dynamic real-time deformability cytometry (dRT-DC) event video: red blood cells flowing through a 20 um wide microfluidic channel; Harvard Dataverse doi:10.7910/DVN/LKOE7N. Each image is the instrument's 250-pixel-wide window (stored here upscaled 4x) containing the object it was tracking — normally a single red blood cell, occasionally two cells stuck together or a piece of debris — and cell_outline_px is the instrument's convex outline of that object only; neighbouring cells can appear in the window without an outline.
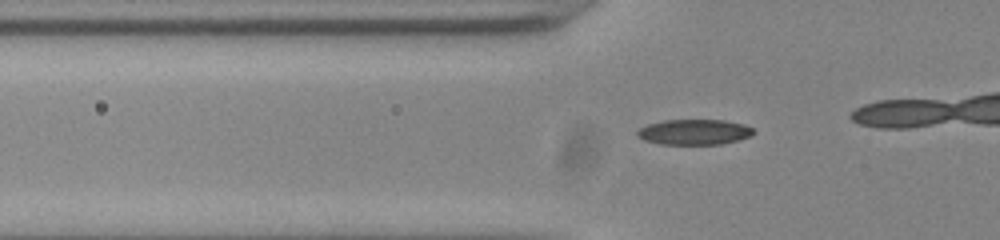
{"species": "common noctule bat (a hibernating species)", "species_latin": "Nyctalus noctula", "temperature_condition": "room temperature", "stored_images_in_passage": 36, "camera_frame_rate_fps": 3000, "um_per_image_px": 0.085, "animal": {"sex": "male", "body_mass_g": 20.0, "forearm_length_mm": 53.3}, "frame": {"image": 1, "passage_image": 11, "time_ms": 3.333, "image_size_px": [1000, 240], "cell_outline_px": [[756, 132], [752, 136], [720, 144], [660, 144], [644, 140], [636, 136], [636, 132], [640, 128], [648, 124], [664, 120], [724, 120], [744, 124], [752, 128]], "centroid_in_image_um": [59.01, 11.22], "position_along_channel_um": 66.8, "area_um2": 17.22}}
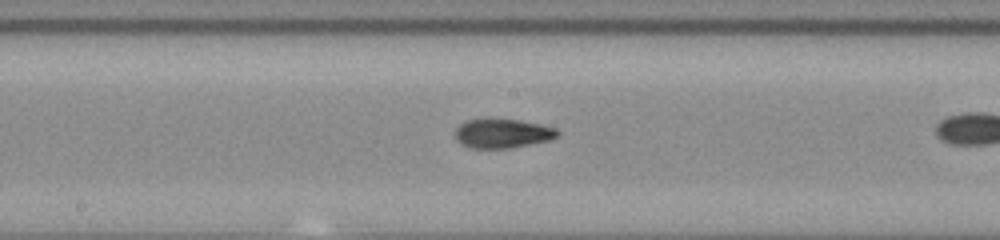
{"frame": {"image": 2, "passage_image": 22, "time_ms": 7.0, "image_size_px": [1000, 240], "cell_outline_px": [[560, 136], [552, 140], [512, 148], [472, 148], [460, 144], [456, 140], [456, 128], [464, 120], [484, 116], [520, 120], [540, 124], [556, 128], [560, 132]], "centroid_in_image_um": [42.71, 11.3], "position_along_channel_um": 205.5, "area_um2": 18.26}}
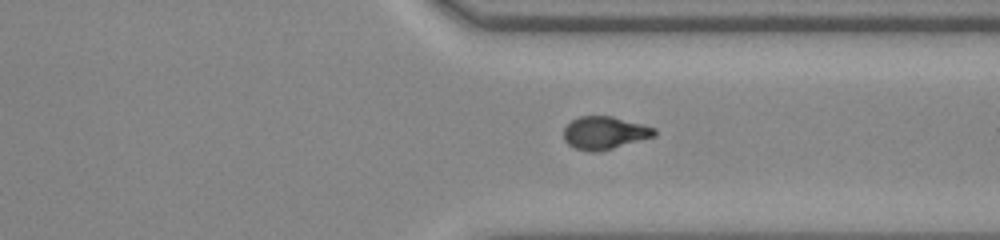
{"frame": {"image": 3, "passage_image": 34, "time_ms": 11.0, "image_size_px": [1000, 240], "cell_outline_px": [[656, 136], [612, 148], [596, 152], [592, 152], [576, 148], [568, 144], [564, 140], [564, 128], [572, 120], [580, 116], [612, 116], [656, 128]], "centroid_in_image_um": [51.39, 11.29], "position_along_channel_um": 360.0, "area_um2": 17.17}}